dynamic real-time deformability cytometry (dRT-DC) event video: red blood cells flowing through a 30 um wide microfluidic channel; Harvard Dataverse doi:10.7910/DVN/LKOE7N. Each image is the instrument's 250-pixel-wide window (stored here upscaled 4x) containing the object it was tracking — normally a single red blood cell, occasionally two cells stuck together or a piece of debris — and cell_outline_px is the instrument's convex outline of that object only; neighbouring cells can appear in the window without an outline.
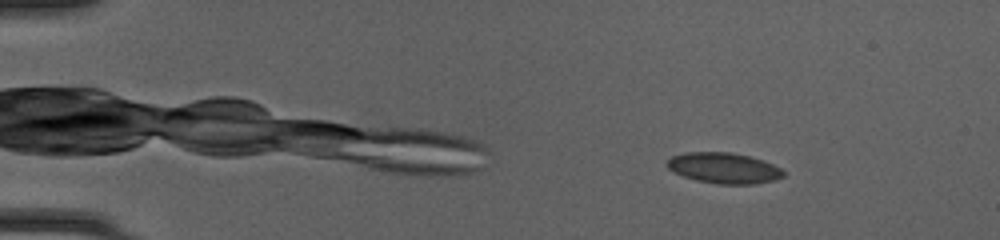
{"species": "common noctule bat (a hibernating species)", "species_latin": "Nyctalus noctula", "temperature_condition": "cold", "stored_images_in_passage": 45, "camera_frame_rate_fps": 3000, "um_per_image_px": 0.085, "animal": {"sex": "female", "body_mass_g": 20.0, "forearm_length_mm": 54.0}, "frame": {"image": 1, "passage_image": 7, "time_ms": 2.0, "image_size_px": [1000, 240], "cell_outline_px": [[784, 176], [776, 180], [752, 184], [716, 184], [696, 180], [684, 176], [668, 168], [664, 164], [672, 156], [684, 152], [732, 152], [764, 160], [780, 168], [784, 172]], "centroid_in_image_um": [61.53, 14.28], "position_along_channel_um": 23.5, "area_um2": 20.87}}
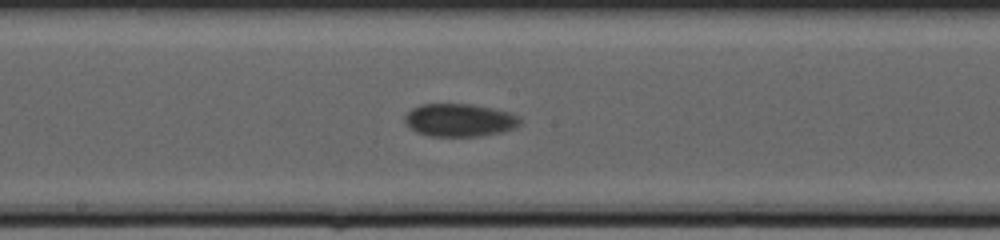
{"frame": {"image": 2, "passage_image": 29, "time_ms": 9.333, "image_size_px": [1000, 240], "cell_outline_px": [[520, 124], [516, 128], [500, 132], [480, 136], [428, 136], [416, 132], [404, 120], [404, 116], [412, 108], [420, 104], [472, 104], [492, 108], [508, 112], [520, 116]], "centroid_in_image_um": [39.07, 10.21], "position_along_channel_um": 209.1, "area_um2": 22.08}}
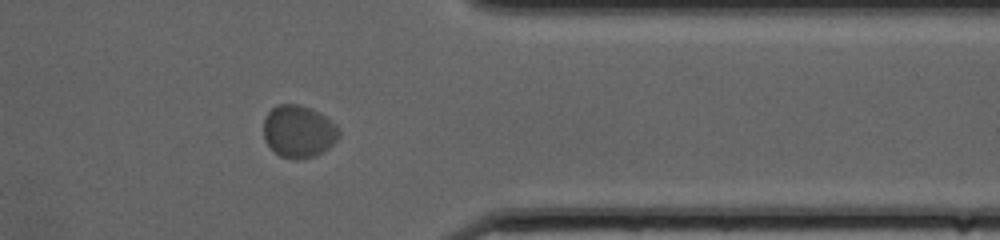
{"frame": {"image": 3, "passage_image": 43, "time_ms": 14.0, "image_size_px": [1000, 240], "cell_outline_px": [[340, 136], [328, 148], [316, 156], [296, 160], [280, 156], [264, 140], [264, 120], [268, 112], [276, 104], [296, 104], [308, 108], [324, 116], [336, 124], [340, 128]], "centroid_in_image_um": [25.38, 11.18], "position_along_channel_um": 386.0, "area_um2": 22.89}, "authors_computed_cell_mechanics": {"area_um2": 21.2704, "velocity_mm_per_s": 3.9689, "shape_relaxation_time_tau1_ms": 1.5205, "shape_relaxation_time_tau2_ms": 1.3779, "deformation_change_tau1": 0.043, "deformation_change_tau2": 0.0364}}